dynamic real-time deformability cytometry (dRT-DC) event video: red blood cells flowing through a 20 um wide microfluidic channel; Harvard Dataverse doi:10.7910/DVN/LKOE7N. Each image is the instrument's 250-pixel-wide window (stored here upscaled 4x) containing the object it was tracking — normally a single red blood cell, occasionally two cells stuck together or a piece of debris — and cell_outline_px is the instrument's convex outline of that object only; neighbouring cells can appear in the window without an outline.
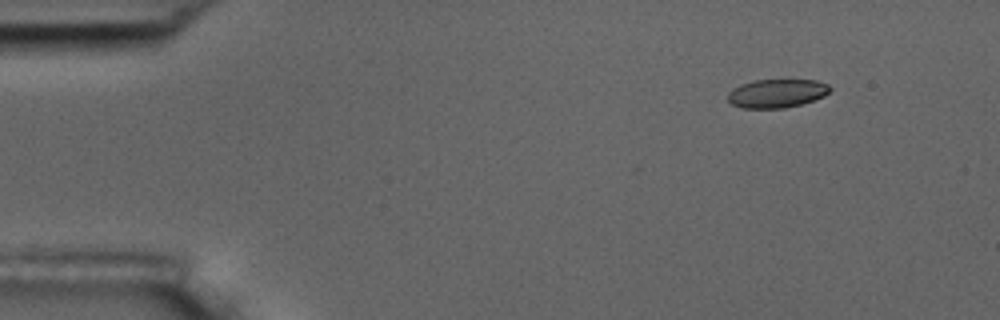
{"species": "common noctule bat (a hibernating species)", "species_latin": "Nyctalus noctula", "temperature_condition": "room temperature", "stored_images_in_passage": 4, "camera_frame_rate_fps": 3000, "um_per_image_px": 0.085, "animal": {"sex": "male", "body_mass_g": 17.5, "forearm_length_mm": 52.3}, "frame": {"image": 1, "passage_image": 2, "time_ms": 1.0, "image_size_px": [1000, 320], "cell_outline_px": [[832, 88], [824, 96], [800, 104], [784, 108], [740, 108], [732, 104], [728, 100], [728, 92], [732, 88], [740, 84], [752, 80], [816, 80], [828, 84]], "centroid_in_image_um": [65.99, 7.93], "position_along_channel_um": 19.0, "area_um2": 17.05}}
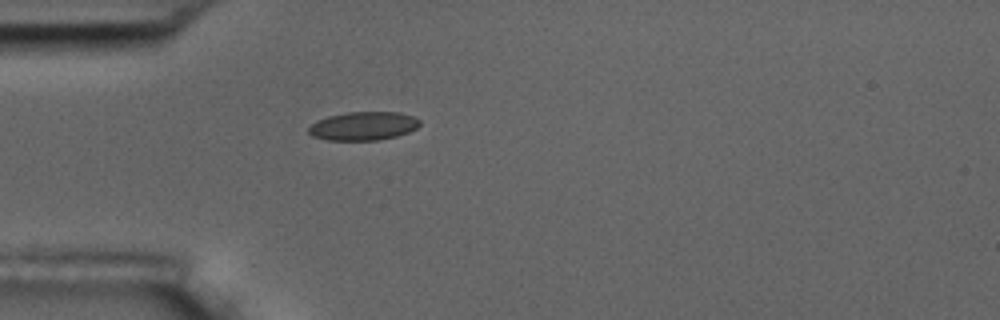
{"frame": {"image": 2, "passage_image": 4, "time_ms": 4.333, "image_size_px": [1000, 320], "cell_outline_px": [[420, 124], [416, 128], [408, 132], [396, 136], [376, 140], [328, 140], [312, 136], [308, 132], [308, 128], [316, 120], [328, 116], [348, 112], [400, 112], [412, 116], [420, 120]], "centroid_in_image_um": [30.87, 10.7], "position_along_channel_um": 54.1, "area_um2": 18.44}}